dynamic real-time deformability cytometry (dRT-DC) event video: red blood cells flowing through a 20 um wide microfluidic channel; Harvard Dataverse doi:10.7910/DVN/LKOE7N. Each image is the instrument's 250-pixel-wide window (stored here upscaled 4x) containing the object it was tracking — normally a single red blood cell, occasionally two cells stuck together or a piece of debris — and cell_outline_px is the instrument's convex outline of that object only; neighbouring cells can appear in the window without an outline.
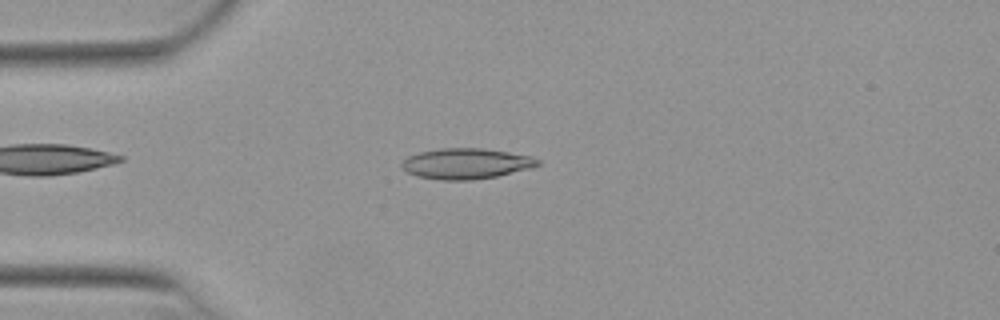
{"species": "Egyptian fruit bat (a non-hibernating species)", "species_latin": "Rousettus aegyptiacus", "temperature_condition": "warm", "stored_images_in_passage": 50, "camera_frame_rate_fps": 3000, "um_per_image_px": 0.085, "animal": {"sex": "female"}, "frame": {"image": 1, "passage_image": 12, "time_ms": 3.667, "image_size_px": [1000, 320], "cell_outline_px": [[540, 164], [532, 168], [496, 176], [472, 180], [440, 180], [416, 176], [408, 172], [400, 164], [408, 156], [420, 152], [440, 148], [480, 148], [508, 152], [532, 156], [540, 160]], "centroid_in_image_um": [39.63, 13.91], "position_along_channel_um": 45.4, "area_um2": 24.22}}
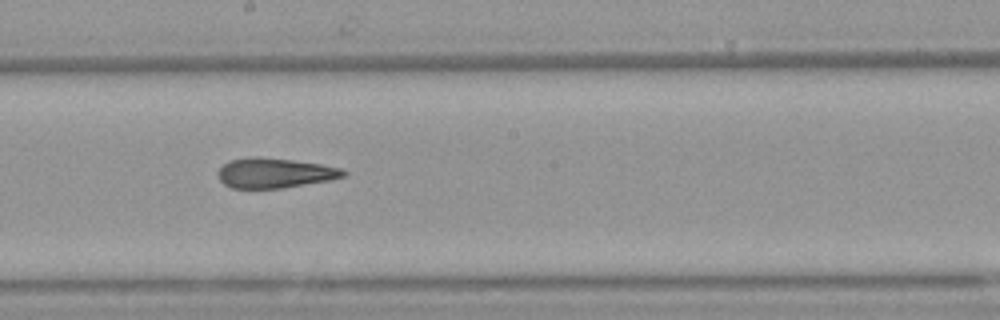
{"frame": {"image": 2, "passage_image": 27, "time_ms": 8.667, "image_size_px": [1000, 320], "cell_outline_px": [[348, 176], [332, 180], [284, 188], [232, 188], [224, 184], [220, 180], [216, 172], [224, 164], [232, 160], [292, 160], [320, 164], [340, 168], [348, 172]], "centroid_in_image_um": [23.44, 14.76], "position_along_channel_um": 224.8, "area_um2": 21.1}}
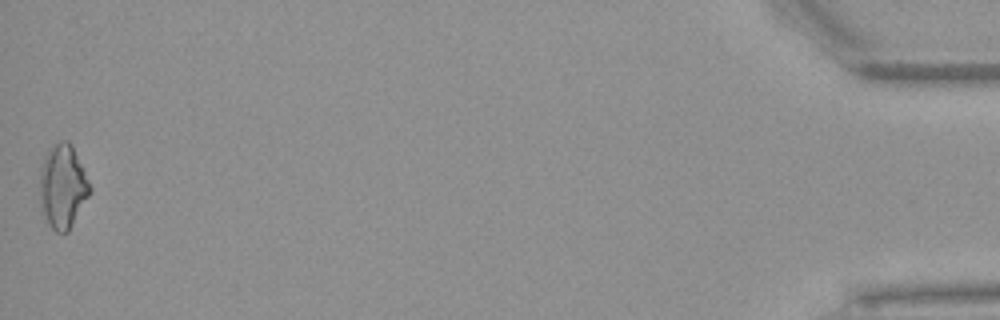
{"frame": {"image": 3, "passage_image": 50, "time_ms": 16.333, "image_size_px": [1000, 320], "cell_outline_px": [[92, 192], [68, 232], [56, 232], [48, 224], [40, 212], [40, 172], [44, 156], [48, 148], [52, 144], [60, 140], [68, 140], [72, 144], [92, 188]], "centroid_in_image_um": [5.32, 15.84], "position_along_channel_um": 429.9, "area_um2": 24.91}, "authors_computed_cell_mechanics": {"area_um2": 22.5998, "velocity_mm_per_s": 3.9527, "shape_relaxation_time_tau1_ms": null, "shape_relaxation_time_tau2_ms": 3.266, "deformation_change_tau1": null, "deformation_change_tau2": 0.1226}}